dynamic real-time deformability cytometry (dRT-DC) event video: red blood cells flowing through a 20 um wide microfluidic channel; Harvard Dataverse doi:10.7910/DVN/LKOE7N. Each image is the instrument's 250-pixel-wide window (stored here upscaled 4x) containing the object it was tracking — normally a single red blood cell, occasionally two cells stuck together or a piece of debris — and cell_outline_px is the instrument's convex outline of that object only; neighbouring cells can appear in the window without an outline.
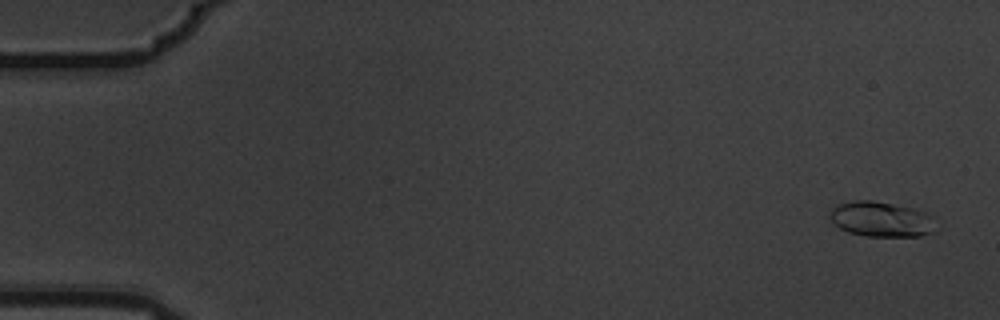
{"species": "common noctule bat (a hibernating species)", "species_latin": "Nyctalus noctula", "temperature_condition": "warm", "stored_images_in_passage": 9, "camera_frame_rate_fps": 3000, "um_per_image_px": 0.085, "animal": {"sex": "male", "body_mass_g": 19.5, "forearm_length_mm": 54.6}, "frame": {"image": 1, "passage_image": 1, "time_ms": 0.0, "image_size_px": [1000, 320], "cell_outline_px": [[936, 232], [920, 236], [868, 236], [848, 232], [840, 228], [832, 220], [832, 208], [840, 204], [852, 200], [872, 200], [912, 208], [936, 216]], "centroid_in_image_um": [75.01, 18.64], "position_along_channel_um": 10.0, "area_um2": 21.73}}
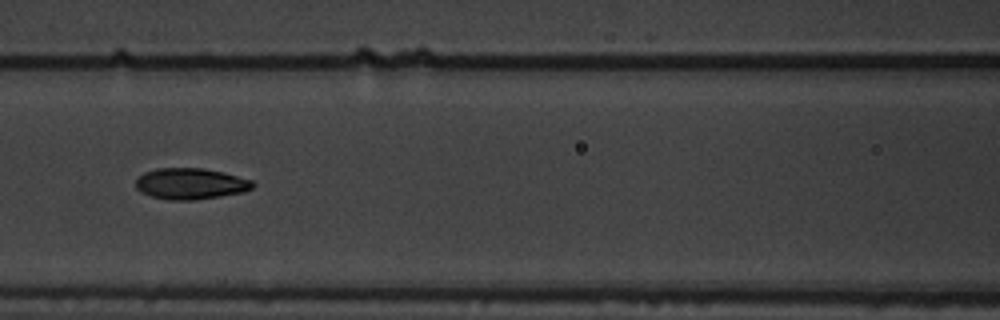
{"frame": {"image": 2, "passage_image": 7, "time_ms": 2.0, "image_size_px": [1000, 320], "cell_outline_px": [[256, 184], [252, 188], [244, 192], [196, 200], [168, 200], [152, 196], [140, 192], [136, 188], [136, 180], [144, 172], [156, 168], [204, 168], [224, 172], [252, 180]], "centroid_in_image_um": [16.21, 15.61], "position_along_channel_um": 150.4, "area_um2": 21.39}}
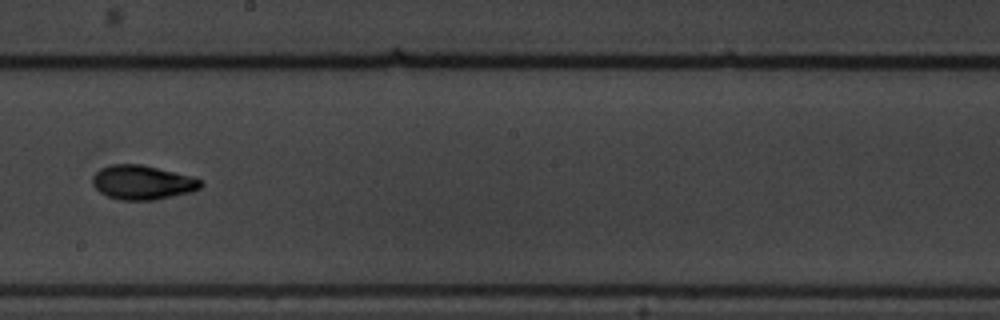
{"frame": {"image": 3, "passage_image": 9, "time_ms": 2.667, "image_size_px": [1000, 320], "cell_outline_px": [[204, 184], [200, 188], [192, 192], [152, 200], [120, 200], [108, 196], [100, 192], [92, 184], [92, 176], [100, 168], [112, 164], [140, 164], [188, 176], [200, 180]], "centroid_in_image_um": [12.06, 15.51], "position_along_channel_um": 236.1, "area_um2": 21.33}}